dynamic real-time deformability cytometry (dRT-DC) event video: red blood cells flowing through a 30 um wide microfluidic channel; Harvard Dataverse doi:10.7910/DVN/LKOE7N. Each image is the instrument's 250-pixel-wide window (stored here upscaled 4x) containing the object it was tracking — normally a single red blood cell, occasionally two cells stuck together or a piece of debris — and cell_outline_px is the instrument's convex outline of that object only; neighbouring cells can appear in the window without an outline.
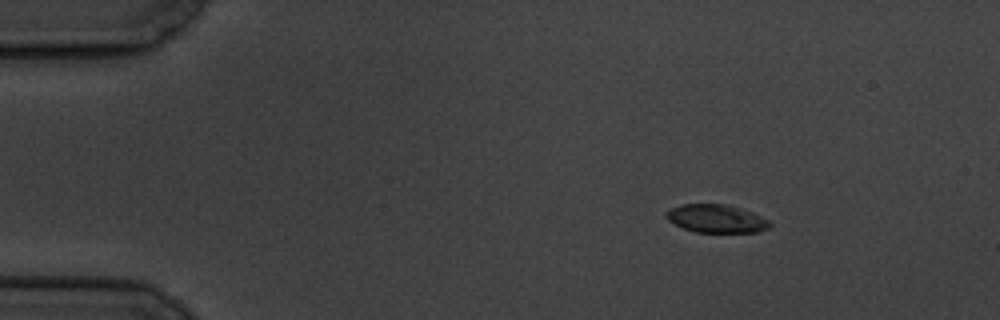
{"species": "common noctule bat (a hibernating species)", "species_latin": "Nyctalus noctula", "temperature_condition": "cold", "stored_images_in_passage": 7, "camera_frame_rate_fps": 3000, "um_per_image_px": 0.085, "animal": {"sex": "male", "body_mass_g": 19.5, "forearm_length_mm": 54.6}, "frame": {"image": 1, "passage_image": 3, "time_ms": 2.333, "image_size_px": [1000, 320], "cell_outline_px": [[772, 224], [768, 228], [760, 232], [696, 232], [684, 228], [668, 220], [664, 216], [664, 212], [680, 204], [724, 204], [740, 208], [752, 212], [768, 220]], "centroid_in_image_um": [60.87, 18.58], "position_along_channel_um": 24.1, "area_um2": 16.94}}
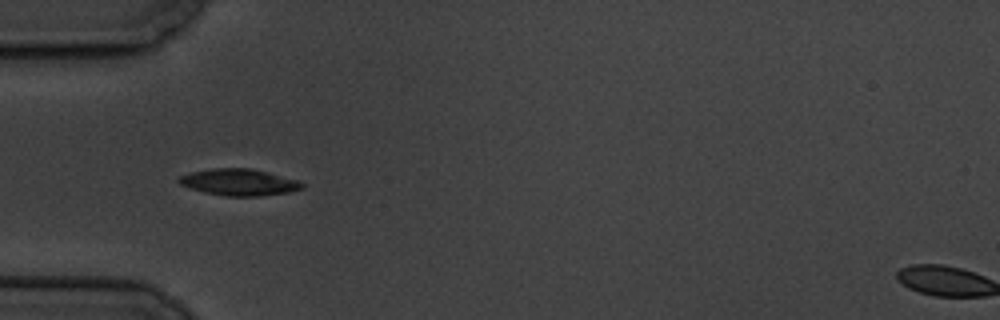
{"frame": {"image": 2, "passage_image": 6, "time_ms": 5.667, "image_size_px": [1000, 320], "cell_outline_px": [[304, 188], [288, 192], [256, 196], [228, 196], [204, 192], [180, 184], [176, 180], [180, 176], [192, 172], [212, 168], [252, 168], [296, 180], [304, 184]], "centroid_in_image_um": [20.3, 15.48], "position_along_channel_um": 64.7, "area_um2": 18.79}}
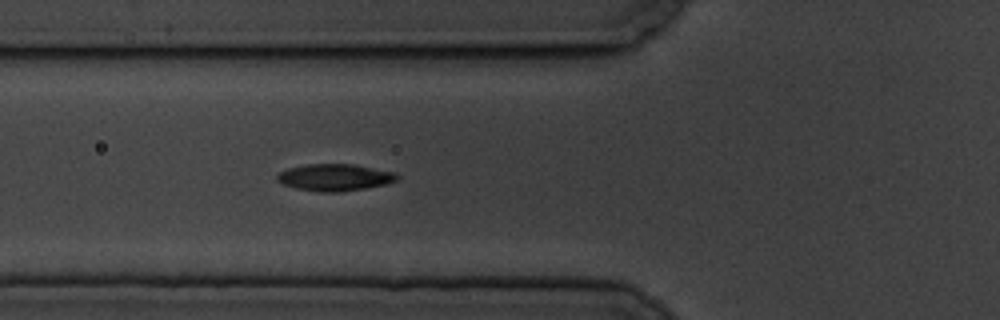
{"frame": {"image": 3, "passage_image": 7, "time_ms": 6.667, "image_size_px": [1000, 320], "cell_outline_px": [[400, 176], [396, 180], [388, 184], [364, 188], [336, 192], [320, 192], [296, 188], [284, 184], [276, 180], [276, 176], [280, 172], [288, 168], [304, 164], [356, 164], [396, 172]], "centroid_in_image_um": [28.48, 15.06], "position_along_channel_um": 97.3, "area_um2": 18.9}}